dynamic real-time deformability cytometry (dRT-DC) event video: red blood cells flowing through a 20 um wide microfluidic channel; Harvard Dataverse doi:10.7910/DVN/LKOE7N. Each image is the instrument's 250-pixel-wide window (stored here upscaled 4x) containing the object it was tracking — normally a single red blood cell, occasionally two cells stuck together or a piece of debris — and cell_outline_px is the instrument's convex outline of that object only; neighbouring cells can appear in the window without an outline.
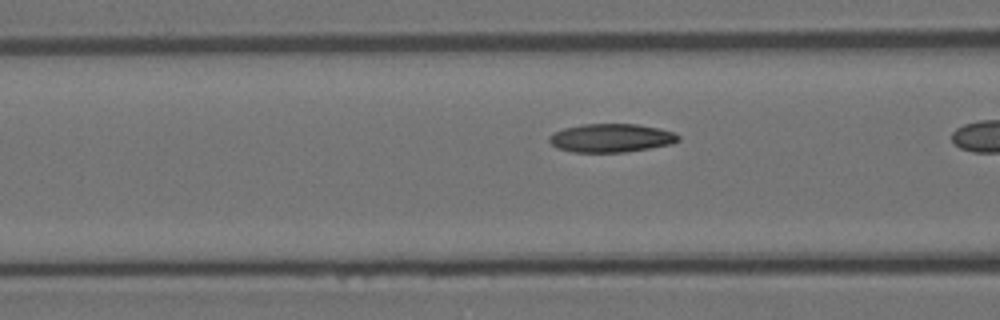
{"species": "Egyptian fruit bat (a non-hibernating species)", "species_latin": "Rousettus aegyptiacus", "temperature_condition": "room temperature", "stored_images_in_passage": 12, "camera_frame_rate_fps": 3000, "um_per_image_px": 0.085, "animal": {"sex": "female"}, "frame": {"image": 1, "passage_image": 10, "time_ms": 3.0, "image_size_px": [1000, 320], "cell_outline_px": [[680, 140], [672, 144], [624, 152], [572, 152], [556, 148], [548, 140], [548, 136], [552, 132], [564, 128], [580, 124], [636, 124], [660, 128], [676, 132], [680, 136]], "centroid_in_image_um": [51.94, 11.72], "position_along_channel_um": 114.7, "area_um2": 21.68}}